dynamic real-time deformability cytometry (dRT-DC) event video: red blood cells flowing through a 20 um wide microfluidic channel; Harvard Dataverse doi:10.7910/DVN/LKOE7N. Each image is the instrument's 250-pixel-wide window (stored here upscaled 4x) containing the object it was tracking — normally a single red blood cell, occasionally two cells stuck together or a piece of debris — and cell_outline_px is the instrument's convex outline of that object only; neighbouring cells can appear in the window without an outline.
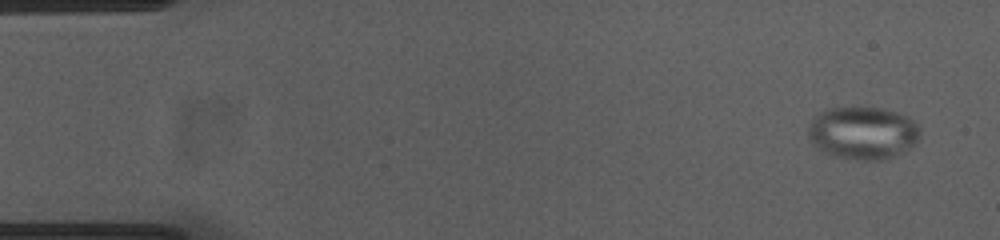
{"species": "common noctule bat (a hibernating species)", "species_latin": "Nyctalus noctula", "temperature_condition": "cold", "stored_images_in_passage": 52, "camera_frame_rate_fps": 3000, "um_per_image_px": 0.085, "animal": {"sex": "female", "body_mass_g": 23.0, "forearm_length_mm": 53.4}, "frame": {"image": 1, "passage_image": 1, "time_ms": 0.0, "image_size_px": [1000, 240], "cell_outline_px": [[920, 136], [904, 152], [896, 156], [884, 160], [860, 160], [832, 156], [824, 152], [808, 136], [808, 128], [812, 120], [824, 108], [884, 108], [908, 116], [920, 128]], "centroid_in_image_um": [73.36, 11.3], "position_along_channel_um": 11.6, "area_um2": 34.22}}
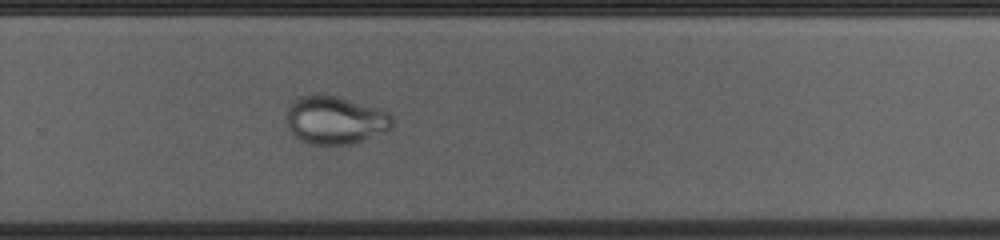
{"frame": {"image": 2, "passage_image": 34, "time_ms": 11.0, "image_size_px": [1000, 240], "cell_outline_px": [[392, 128], [352, 144], [316, 144], [300, 140], [288, 128], [288, 108], [296, 100], [304, 96], [320, 92], [336, 96], [380, 108], [388, 112], [392, 116]], "centroid_in_image_um": [28.52, 10.19], "position_along_channel_um": 301.3, "area_um2": 29.3}}
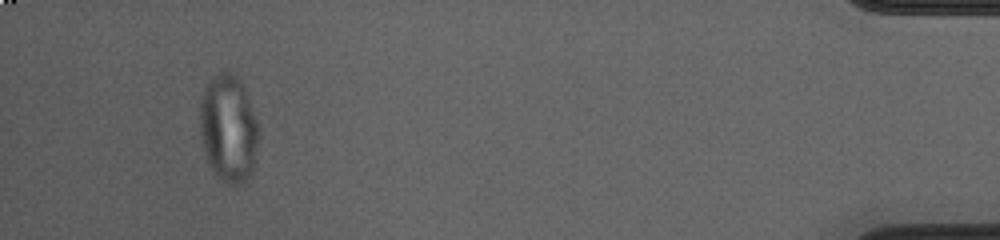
{"frame": {"image": 3, "passage_image": 49, "time_ms": 16.0, "image_size_px": [1000, 240], "cell_outline_px": [[256, 144], [252, 172], [240, 184], [224, 184], [216, 176], [208, 160], [200, 140], [200, 104], [204, 88], [208, 80], [216, 72], [232, 72], [240, 80], [248, 96], [256, 120]], "centroid_in_image_um": [19.37, 10.89], "position_along_channel_um": 415.8, "area_um2": 36.41}}